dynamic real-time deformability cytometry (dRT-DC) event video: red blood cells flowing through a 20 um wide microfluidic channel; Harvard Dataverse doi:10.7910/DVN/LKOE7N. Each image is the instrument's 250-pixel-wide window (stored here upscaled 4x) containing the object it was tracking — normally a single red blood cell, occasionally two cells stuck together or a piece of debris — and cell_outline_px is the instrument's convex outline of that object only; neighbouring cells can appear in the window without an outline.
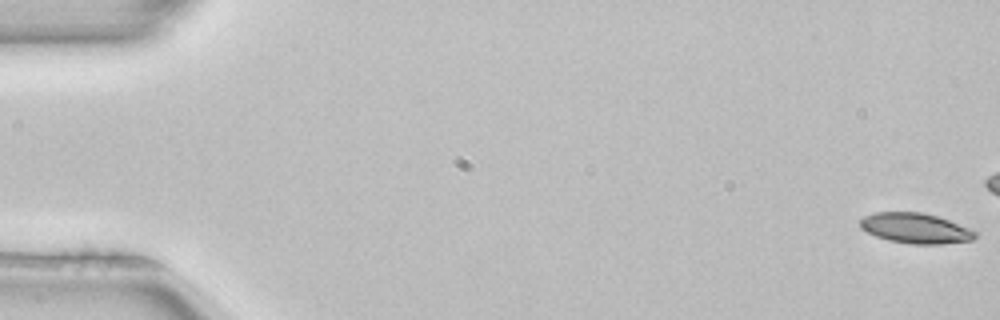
{"species": "common noctule bat (a hibernating species)", "species_latin": "Nyctalus noctula", "temperature_condition": "room temperature", "stored_images_in_passage": 16, "camera_frame_rate_fps": 3000, "um_per_image_px": 0.085, "animal": {"sex": "female", "body_mass_g": 22.7, "forearm_length_mm": 54.2}, "frame": {"image": 1, "passage_image": 1, "time_ms": 0.0, "image_size_px": [1000, 320], "cell_outline_px": [[976, 236], [972, 240], [940, 244], [912, 244], [888, 240], [876, 236], [860, 228], [860, 220], [864, 216], [876, 212], [920, 212], [936, 216], [948, 220], [968, 228], [976, 232]], "centroid_in_image_um": [77.79, 19.4], "position_along_channel_um": 7.2, "area_um2": 20.06}}